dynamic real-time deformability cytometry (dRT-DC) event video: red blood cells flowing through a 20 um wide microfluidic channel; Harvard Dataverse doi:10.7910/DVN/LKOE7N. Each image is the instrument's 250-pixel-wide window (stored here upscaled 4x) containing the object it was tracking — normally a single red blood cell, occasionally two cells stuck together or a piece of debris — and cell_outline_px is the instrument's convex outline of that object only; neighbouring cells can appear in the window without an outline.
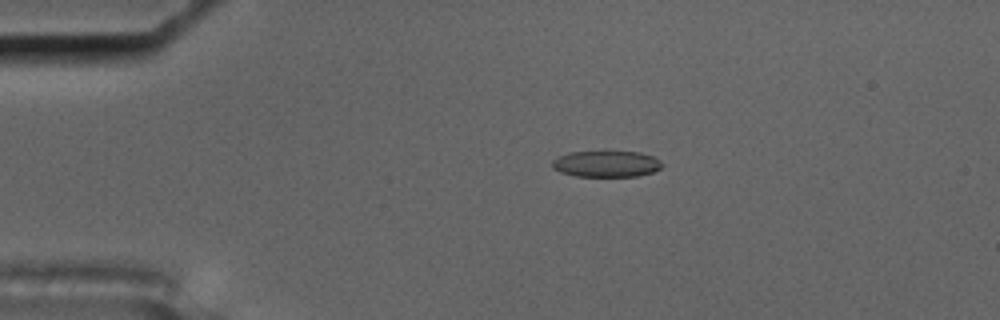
{"species": "common noctule bat (a hibernating species)", "species_latin": "Nyctalus noctula", "temperature_condition": "cold", "stored_images_in_passage": 7, "camera_frame_rate_fps": 3000, "um_per_image_px": 0.085, "animal": {"sex": "male", "body_mass_g": 17.5, "forearm_length_mm": 52.3}, "frame": {"image": 1, "passage_image": 4, "time_ms": 3.333, "image_size_px": [1000, 320], "cell_outline_px": [[664, 164], [660, 168], [652, 172], [640, 176], [576, 176], [560, 172], [552, 168], [552, 160], [556, 156], [568, 152], [604, 148], [640, 152], [652, 156], [660, 160]], "centroid_in_image_um": [51.5, 13.86], "position_along_channel_um": 33.5, "area_um2": 17.92}}